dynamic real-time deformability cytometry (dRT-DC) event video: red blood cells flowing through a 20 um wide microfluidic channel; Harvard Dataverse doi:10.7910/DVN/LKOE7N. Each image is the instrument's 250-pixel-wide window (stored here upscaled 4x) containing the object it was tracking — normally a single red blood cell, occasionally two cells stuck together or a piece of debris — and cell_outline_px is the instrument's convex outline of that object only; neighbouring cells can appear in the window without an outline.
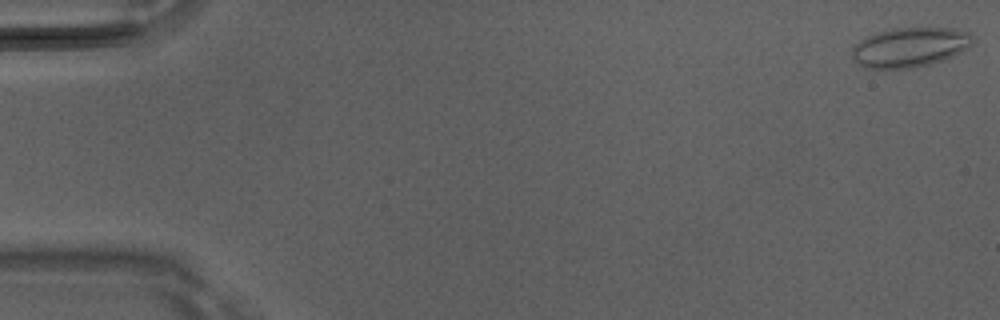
{"species": "Egyptian fruit bat (a non-hibernating species)", "species_latin": "Rousettus aegyptiacus", "temperature_condition": "room temperature", "stored_images_in_passage": 5, "camera_frame_rate_fps": 3000, "um_per_image_px": 0.085, "animal": {"sex": "male"}, "frame": {"image": 1, "passage_image": 1, "time_ms": 0.0, "image_size_px": [1000, 320], "cell_outline_px": [[972, 44], [968, 48], [944, 60], [912, 68], [864, 68], [852, 60], [852, 48], [860, 40], [872, 32], [892, 28], [956, 28], [968, 32], [972, 36]], "centroid_in_image_um": [77.3, 4.0], "position_along_channel_um": 7.7, "area_um2": 28.09}}